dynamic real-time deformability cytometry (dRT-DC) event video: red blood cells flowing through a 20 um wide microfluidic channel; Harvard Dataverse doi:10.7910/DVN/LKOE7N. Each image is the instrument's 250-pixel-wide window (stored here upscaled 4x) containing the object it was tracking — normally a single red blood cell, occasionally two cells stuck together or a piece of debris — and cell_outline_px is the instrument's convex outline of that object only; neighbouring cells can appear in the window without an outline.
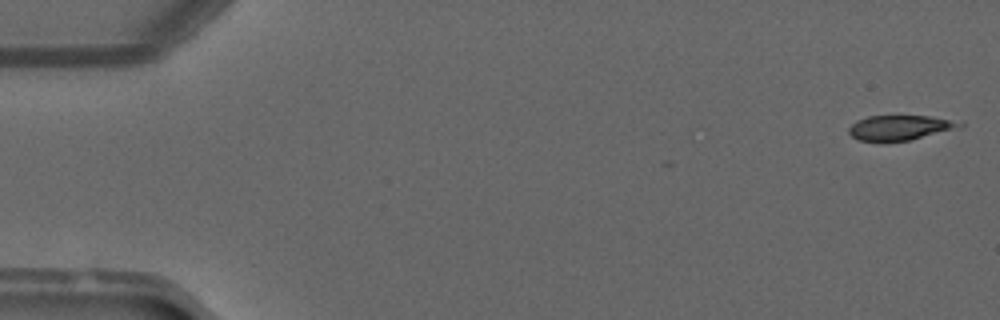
{"species": "common noctule bat (a hibernating species)", "species_latin": "Nyctalus noctula", "temperature_condition": "warm", "stored_images_in_passage": 6, "camera_frame_rate_fps": 3000, "um_per_image_px": 0.085, "animal": {"sex": "male", "forearm_length_mm": 52.5}, "frame": {"image": 1, "passage_image": 1, "time_ms": 0.0, "image_size_px": [1000, 320], "cell_outline_px": [[964, 128], [908, 140], [884, 144], [860, 140], [852, 136], [848, 132], [848, 128], [856, 120], [868, 116], [932, 116], [964, 120]], "centroid_in_image_um": [76.59, 10.87], "position_along_channel_um": 8.4, "area_um2": 16.99}}